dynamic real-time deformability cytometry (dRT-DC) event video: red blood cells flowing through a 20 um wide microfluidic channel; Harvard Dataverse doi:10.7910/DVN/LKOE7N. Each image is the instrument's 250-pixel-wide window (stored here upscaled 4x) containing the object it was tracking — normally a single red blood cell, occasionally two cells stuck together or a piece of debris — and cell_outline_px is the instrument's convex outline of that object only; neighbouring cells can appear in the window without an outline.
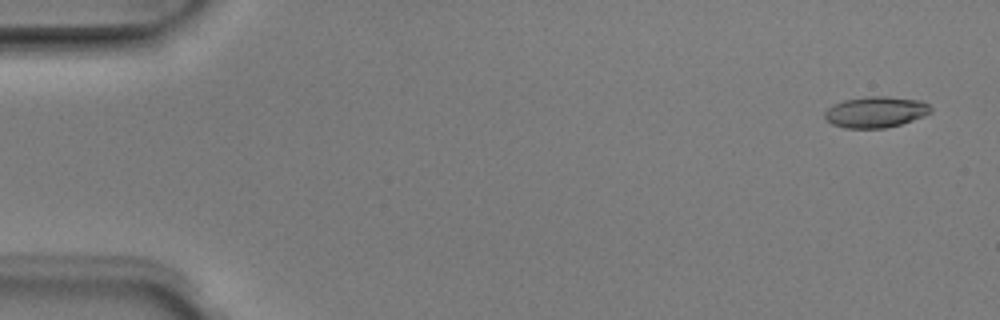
{"species": "Egyptian fruit bat (a non-hibernating species)", "species_latin": "Rousettus aegyptiacus", "temperature_condition": "room temperature", "stored_images_in_passage": 4, "camera_frame_rate_fps": 3000, "um_per_image_px": 0.085, "animal": {"sex": "male"}, "frame": {"image": 1, "passage_image": 1, "time_ms": 0.0, "image_size_px": [1000, 320], "cell_outline_px": [[932, 112], [924, 116], [900, 124], [884, 128], [844, 128], [832, 124], [824, 116], [824, 112], [832, 104], [844, 100], [864, 96], [888, 96], [920, 100], [928, 104], [932, 108]], "centroid_in_image_um": [74.43, 9.51], "position_along_channel_um": 10.6, "area_um2": 19.31}}